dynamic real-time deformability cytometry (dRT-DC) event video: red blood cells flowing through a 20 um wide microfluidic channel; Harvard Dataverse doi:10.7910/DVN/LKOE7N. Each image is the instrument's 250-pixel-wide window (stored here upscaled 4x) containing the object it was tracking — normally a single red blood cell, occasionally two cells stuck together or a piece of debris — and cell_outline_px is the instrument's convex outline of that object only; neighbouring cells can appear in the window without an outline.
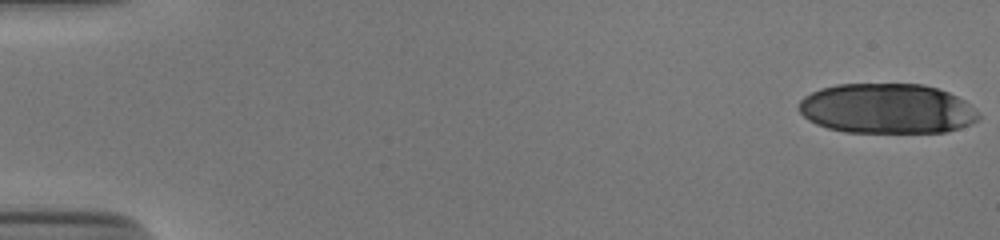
{"species": "human", "species_latin": "Homo sapiens", "temperature_condition": "cold", "stored_images_in_passage": 22, "camera_frame_rate_fps": 3000, "um_per_image_px": 0.085, "donor": {"sex": "male"}, "frame": {"image": 1, "passage_image": 1, "time_ms": 0.0, "image_size_px": [1000, 240], "cell_outline_px": [[980, 120], [972, 124], [960, 128], [944, 132], [844, 132], [828, 128], [816, 124], [808, 120], [800, 112], [800, 100], [804, 96], [820, 88], [836, 84], [924, 84], [948, 92], [964, 100], [980, 116]], "centroid_in_image_um": [75.38, 9.23], "position_along_channel_um": 9.6, "area_um2": 52.42}}